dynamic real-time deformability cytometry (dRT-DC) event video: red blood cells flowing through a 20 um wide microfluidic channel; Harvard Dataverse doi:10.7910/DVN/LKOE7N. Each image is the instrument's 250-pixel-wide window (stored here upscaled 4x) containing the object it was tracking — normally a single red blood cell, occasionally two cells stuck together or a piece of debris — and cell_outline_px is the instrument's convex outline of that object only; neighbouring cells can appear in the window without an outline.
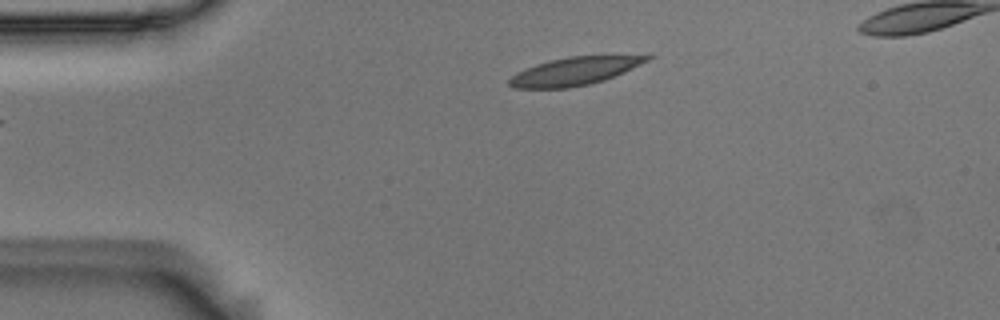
{"species": "Egyptian fruit bat (a non-hibernating species)", "species_latin": "Rousettus aegyptiacus", "temperature_condition": "room temperature", "stored_images_in_passage": 2, "camera_frame_rate_fps": 3000, "um_per_image_px": 0.085, "animal": {"sex": "male"}, "frame": {"image": 1, "passage_image": 2, "time_ms": 0.333, "image_size_px": [1000, 320], "cell_outline_px": [[656, 56], [640, 64], [604, 80], [588, 84], [568, 88], [516, 88], [508, 84], [508, 80], [516, 72], [536, 64], [548, 60], [568, 56], [648, 52], [652, 52]], "centroid_in_image_um": [49.0, 5.97], "position_along_channel_um": 36.0, "area_um2": 23.35}}